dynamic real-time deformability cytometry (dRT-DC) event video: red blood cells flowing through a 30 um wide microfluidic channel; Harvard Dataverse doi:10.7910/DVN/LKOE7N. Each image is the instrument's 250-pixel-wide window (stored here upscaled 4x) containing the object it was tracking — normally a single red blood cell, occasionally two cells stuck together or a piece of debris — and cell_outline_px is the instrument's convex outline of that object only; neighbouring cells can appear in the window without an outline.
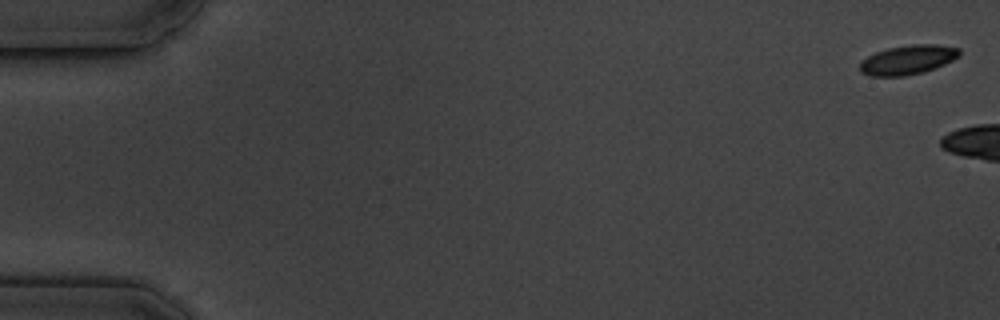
{"species": "common noctule bat (a hibernating species)", "species_latin": "Nyctalus noctula", "temperature_condition": "cold", "stored_images_in_passage": 4, "camera_frame_rate_fps": 3000, "um_per_image_px": 0.085, "animal": {"sex": "male", "body_mass_g": 19.5, "forearm_length_mm": 54.6}, "frame": {"image": 1, "passage_image": 1, "time_ms": 0.0, "image_size_px": [1000, 320], "cell_outline_px": [[960, 56], [944, 64], [924, 72], [904, 76], [868, 76], [860, 72], [860, 60], [876, 52], [888, 48], [916, 44], [936, 44], [960, 48]], "centroid_in_image_um": [77.15, 5.09], "position_along_channel_um": 7.9, "area_um2": 17.05}}